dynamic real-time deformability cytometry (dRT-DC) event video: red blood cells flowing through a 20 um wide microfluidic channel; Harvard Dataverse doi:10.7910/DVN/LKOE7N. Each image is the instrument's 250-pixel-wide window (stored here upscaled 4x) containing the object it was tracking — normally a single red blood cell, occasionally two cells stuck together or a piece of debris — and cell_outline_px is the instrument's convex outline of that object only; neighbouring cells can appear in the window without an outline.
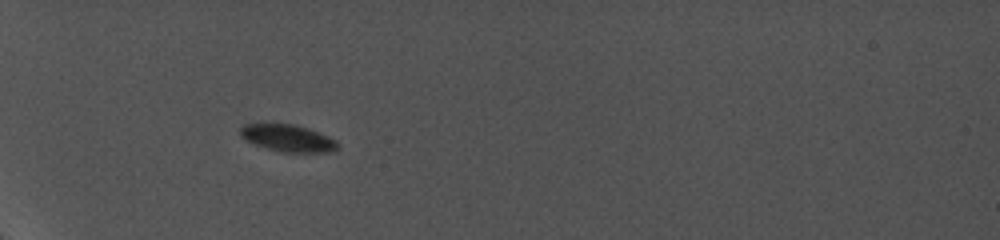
{"species": "common noctule bat (a hibernating species)", "species_latin": "Nyctalus noctula", "temperature_condition": "cold", "stored_images_in_passage": 2, "camera_frame_rate_fps": 5000, "um_per_image_px": 0.085, "animal": {"sex": "female", "body_mass_g": 19.0, "forearm_length_mm": 56.7}, "frame": {"image": 1, "passage_image": 1, "time_ms": 0.0, "image_size_px": [1000, 240], "cell_outline_px": [[340, 148], [328, 152], [284, 152], [268, 148], [256, 144], [240, 136], [240, 128], [244, 124], [296, 124], [308, 128], [328, 136], [336, 140]], "centroid_in_image_um": [24.51, 11.73], "position_along_channel_um": 60.5, "area_um2": 15.14}}